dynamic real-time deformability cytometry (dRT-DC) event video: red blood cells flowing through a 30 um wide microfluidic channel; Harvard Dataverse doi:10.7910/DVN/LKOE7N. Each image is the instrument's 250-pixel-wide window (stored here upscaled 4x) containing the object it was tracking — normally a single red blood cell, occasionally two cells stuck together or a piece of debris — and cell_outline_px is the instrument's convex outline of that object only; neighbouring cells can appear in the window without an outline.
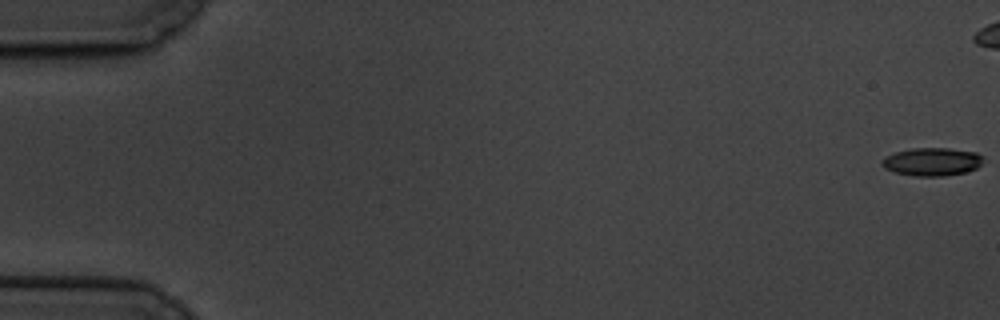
{"species": "common noctule bat (a hibernating species)", "species_latin": "Nyctalus noctula", "temperature_condition": "cold", "stored_images_in_passage": 7, "camera_frame_rate_fps": 3000, "um_per_image_px": 0.085, "animal": {"sex": "male", "body_mass_g": 19.5, "forearm_length_mm": 54.6}, "frame": {"image": 1, "passage_image": 1, "time_ms": 0.0, "image_size_px": [1000, 320], "cell_outline_px": [[984, 156], [980, 164], [976, 168], [964, 172], [944, 176], [916, 176], [892, 172], [884, 168], [880, 164], [880, 160], [884, 156], [896, 152], [912, 148], [948, 148], [976, 152]], "centroid_in_image_um": [79.17, 13.74], "position_along_channel_um": 5.8, "area_um2": 16.7}}
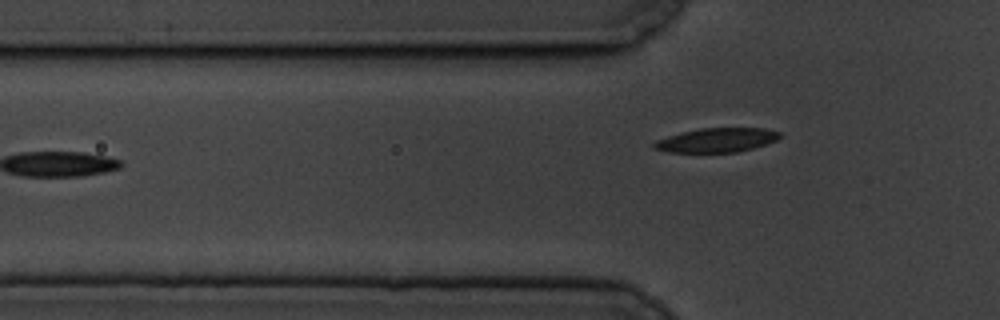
{"frame": {"image": 2, "passage_image": 7, "time_ms": 8.0, "image_size_px": [1000, 320], "cell_outline_px": [[780, 136], [776, 140], [752, 148], [736, 152], [668, 152], [652, 148], [652, 144], [656, 140], [680, 132], [700, 128], [764, 128], [780, 132]], "centroid_in_image_um": [60.87, 11.9], "position_along_channel_um": 64.9, "area_um2": 17.63}}